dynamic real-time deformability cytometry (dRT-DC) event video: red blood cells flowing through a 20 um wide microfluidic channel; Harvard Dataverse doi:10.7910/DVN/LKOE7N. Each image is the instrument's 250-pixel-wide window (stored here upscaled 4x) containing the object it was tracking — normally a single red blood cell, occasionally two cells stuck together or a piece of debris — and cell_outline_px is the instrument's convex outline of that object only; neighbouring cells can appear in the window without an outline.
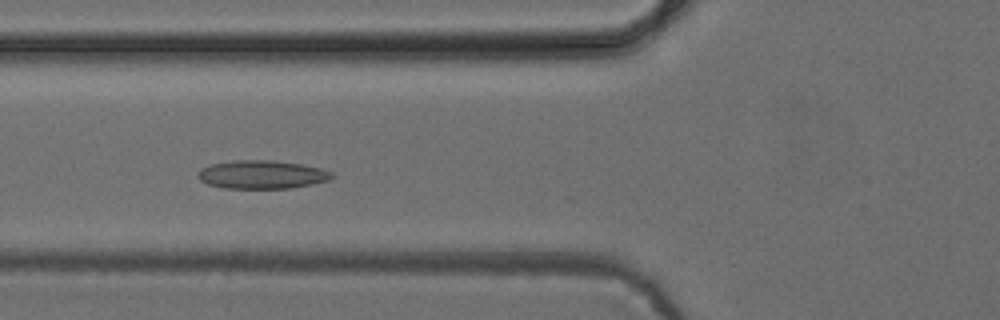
{"species": "common noctule bat (a hibernating species)", "species_latin": "Nyctalus noctula", "temperature_condition": "cold", "stored_images_in_passage": 22, "camera_frame_rate_fps": 3000, "um_per_image_px": 0.085, "animal": {"sex": "female", "body_mass_g": 24.6, "forearm_length_mm": 56.2}, "frame": {"image": 1, "passage_image": 18, "time_ms": 5.667, "image_size_px": [1000, 320], "cell_outline_px": [[332, 176], [328, 180], [312, 184], [292, 188], [224, 188], [208, 184], [200, 180], [196, 176], [196, 172], [200, 168], [212, 164], [232, 160], [272, 160], [300, 164], [320, 168], [332, 172]], "centroid_in_image_um": [22.2, 14.83], "position_along_channel_um": 103.6, "area_um2": 22.14}}
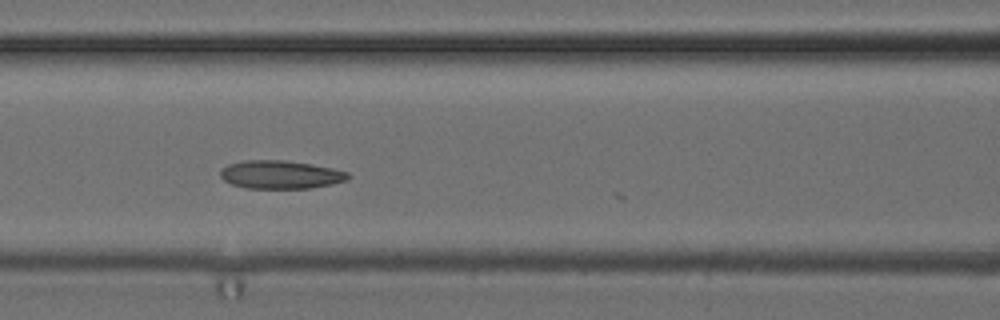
{"frame": {"image": 2, "passage_image": 21, "time_ms": 6.667, "image_size_px": [1000, 320], "cell_outline_px": [[352, 176], [348, 180], [332, 184], [312, 188], [244, 188], [232, 184], [224, 180], [220, 176], [220, 172], [228, 164], [244, 160], [284, 160], [312, 164], [332, 168], [348, 172]], "centroid_in_image_um": [23.88, 14.84], "position_along_channel_um": 142.7, "area_um2": 21.1}}